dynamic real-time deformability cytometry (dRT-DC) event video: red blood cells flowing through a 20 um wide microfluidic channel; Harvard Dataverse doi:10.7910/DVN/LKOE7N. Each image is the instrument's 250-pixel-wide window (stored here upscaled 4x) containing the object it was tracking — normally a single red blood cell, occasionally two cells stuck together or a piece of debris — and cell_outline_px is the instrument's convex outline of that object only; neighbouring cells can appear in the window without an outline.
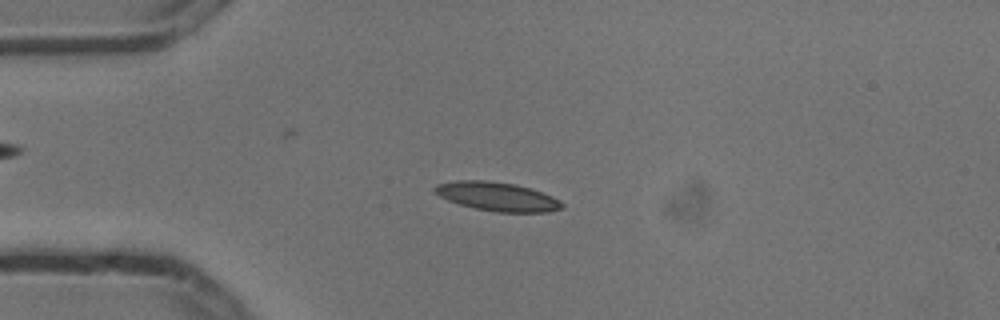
{"species": "common noctule bat (a hibernating species)", "species_latin": "Nyctalus noctula", "temperature_condition": "cold", "stored_images_in_passage": 7, "camera_frame_rate_fps": 3000, "um_per_image_px": 0.085, "animal": {"sex": "male", "body_mass_g": 13.3}, "frame": {"image": 1, "passage_image": 4, "time_ms": 1.0, "image_size_px": [1000, 320], "cell_outline_px": [[564, 208], [548, 212], [496, 212], [476, 208], [460, 204], [448, 200], [440, 196], [432, 188], [436, 184], [456, 180], [488, 180], [516, 184], [552, 196], [560, 200], [564, 204]], "centroid_in_image_um": [42.27, 16.7], "position_along_channel_um": 42.7, "area_um2": 21.33}}
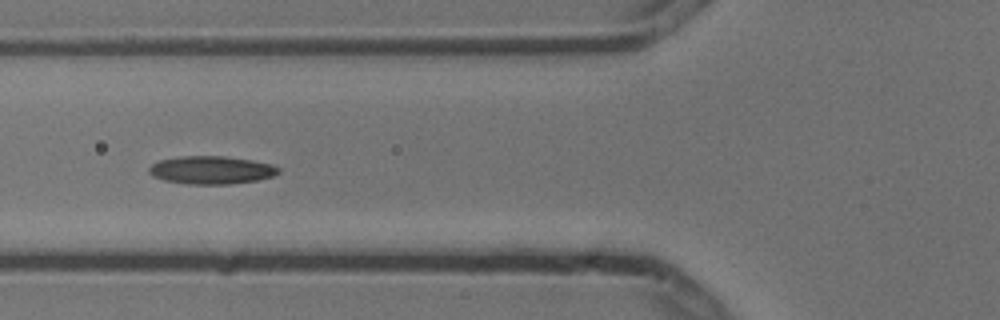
{"frame": {"image": 2, "passage_image": 6, "time_ms": 1.667, "image_size_px": [1000, 320], "cell_outline_px": [[280, 172], [272, 176], [256, 180], [232, 184], [188, 184], [164, 180], [152, 176], [148, 172], [148, 168], [152, 164], [160, 160], [180, 156], [224, 156], [252, 160], [272, 164], [280, 168]], "centroid_in_image_um": [17.96, 14.45], "position_along_channel_um": 107.8, "area_um2": 21.15}}
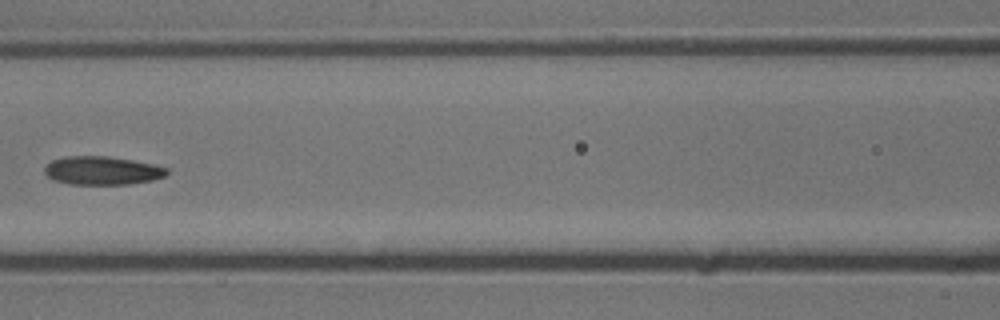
{"frame": {"image": 3, "passage_image": 7, "time_ms": 2.0, "image_size_px": [1000, 320], "cell_outline_px": [[168, 172], [164, 176], [152, 180], [128, 184], [68, 184], [52, 180], [44, 172], [44, 168], [52, 160], [68, 156], [108, 156], [132, 160], [152, 164], [168, 168]], "centroid_in_image_um": [8.66, 14.5], "position_along_channel_um": 157.9, "area_um2": 20.17}}